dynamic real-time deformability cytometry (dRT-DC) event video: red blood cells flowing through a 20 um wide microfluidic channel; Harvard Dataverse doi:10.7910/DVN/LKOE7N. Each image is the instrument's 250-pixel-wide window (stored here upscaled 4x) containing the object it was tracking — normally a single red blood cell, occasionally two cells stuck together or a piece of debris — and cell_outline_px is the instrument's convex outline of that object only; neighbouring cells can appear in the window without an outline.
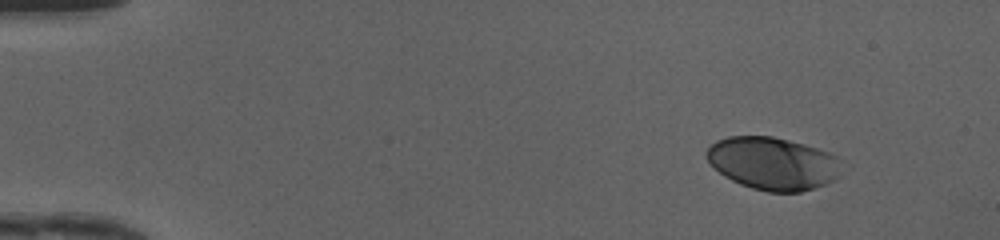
{"species": "human", "species_latin": "Homo sapiens", "temperature_condition": "cold", "stored_images_in_passage": 45, "camera_frame_rate_fps": 3000, "um_per_image_px": 0.085, "donor": {"sex": "female"}, "frame": {"image": 1, "passage_image": 1, "time_ms": 0.0, "image_size_px": [1000, 240], "cell_outline_px": [[840, 176], [836, 180], [800, 192], [768, 192], [752, 188], [740, 184], [724, 176], [708, 160], [704, 152], [716, 140], [728, 136], [772, 136], [804, 144], [828, 152], [836, 156]], "centroid_in_image_um": [65.67, 13.89], "position_along_channel_um": 19.3, "area_um2": 41.15}}
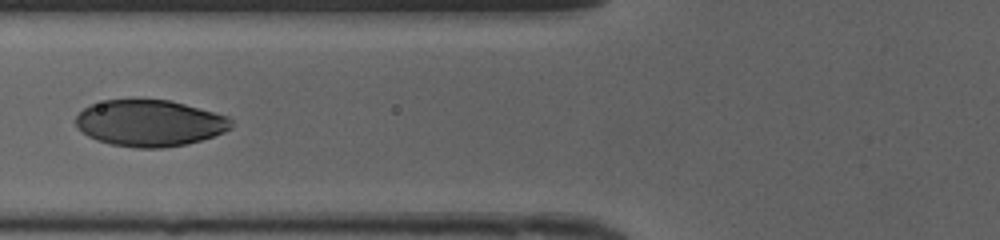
{"frame": {"image": 2, "passage_image": 16, "time_ms": 5.0, "image_size_px": [1000, 240], "cell_outline_px": [[232, 128], [224, 132], [188, 144], [160, 148], [136, 148], [112, 144], [96, 140], [88, 136], [76, 124], [76, 116], [88, 104], [104, 100], [168, 100], [184, 104], [228, 116], [232, 120]], "centroid_in_image_um": [12.72, 10.47], "position_along_channel_um": 113.1, "area_um2": 41.85}}
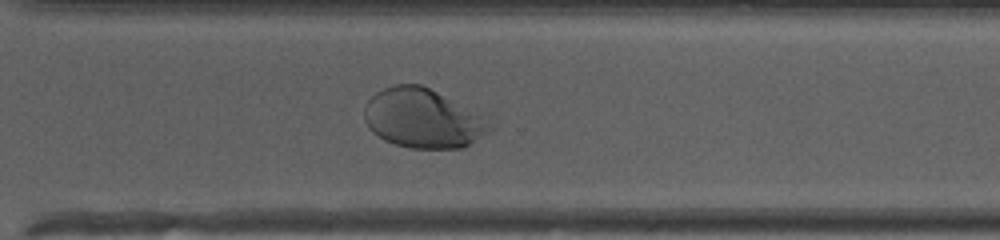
{"frame": {"image": 3, "passage_image": 32, "time_ms": 10.333, "image_size_px": [1000, 240], "cell_outline_px": [[492, 128], [464, 148], [412, 148], [396, 144], [384, 140], [372, 132], [368, 128], [364, 120], [364, 108], [368, 100], [376, 92], [392, 84], [420, 84], [492, 112]], "centroid_in_image_um": [36.09, 10.02], "position_along_channel_um": 334.5, "area_um2": 45.14}, "authors_computed_cell_mechanics": {"area_um2": 43.061, "velocity_mm_per_s": 4.1594, "shape_relaxation_time_tau1_ms": 3.2061, "shape_relaxation_time_tau2_ms": null, "deformation_change_tau1": 0.1687, "deformation_change_tau2": null}}